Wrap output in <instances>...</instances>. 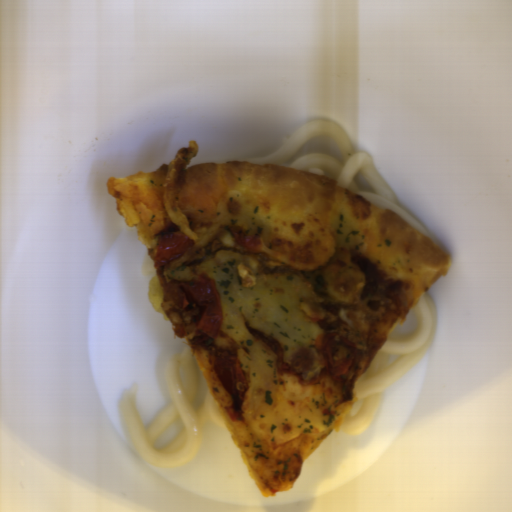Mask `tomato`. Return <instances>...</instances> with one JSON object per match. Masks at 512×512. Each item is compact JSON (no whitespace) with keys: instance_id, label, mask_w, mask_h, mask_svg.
Returning <instances> with one entry per match:
<instances>
[{"instance_id":"1","label":"tomato","mask_w":512,"mask_h":512,"mask_svg":"<svg viewBox=\"0 0 512 512\" xmlns=\"http://www.w3.org/2000/svg\"><path fill=\"white\" fill-rule=\"evenodd\" d=\"M166 296L175 306L193 308L194 322L206 336L216 339L221 331L223 312L218 293L204 283L170 280L165 286Z\"/></svg>"},{"instance_id":"2","label":"tomato","mask_w":512,"mask_h":512,"mask_svg":"<svg viewBox=\"0 0 512 512\" xmlns=\"http://www.w3.org/2000/svg\"><path fill=\"white\" fill-rule=\"evenodd\" d=\"M321 354L325 370L335 377H345L354 363L357 346L339 334H327L321 338Z\"/></svg>"},{"instance_id":"3","label":"tomato","mask_w":512,"mask_h":512,"mask_svg":"<svg viewBox=\"0 0 512 512\" xmlns=\"http://www.w3.org/2000/svg\"><path fill=\"white\" fill-rule=\"evenodd\" d=\"M214 368L221 384L231 396L232 409L238 411L243 406L249 386L243 370L232 356L220 354L215 358Z\"/></svg>"},{"instance_id":"4","label":"tomato","mask_w":512,"mask_h":512,"mask_svg":"<svg viewBox=\"0 0 512 512\" xmlns=\"http://www.w3.org/2000/svg\"><path fill=\"white\" fill-rule=\"evenodd\" d=\"M194 240L180 232L165 233L158 241L154 261L156 265L172 263L190 249Z\"/></svg>"}]
</instances>
